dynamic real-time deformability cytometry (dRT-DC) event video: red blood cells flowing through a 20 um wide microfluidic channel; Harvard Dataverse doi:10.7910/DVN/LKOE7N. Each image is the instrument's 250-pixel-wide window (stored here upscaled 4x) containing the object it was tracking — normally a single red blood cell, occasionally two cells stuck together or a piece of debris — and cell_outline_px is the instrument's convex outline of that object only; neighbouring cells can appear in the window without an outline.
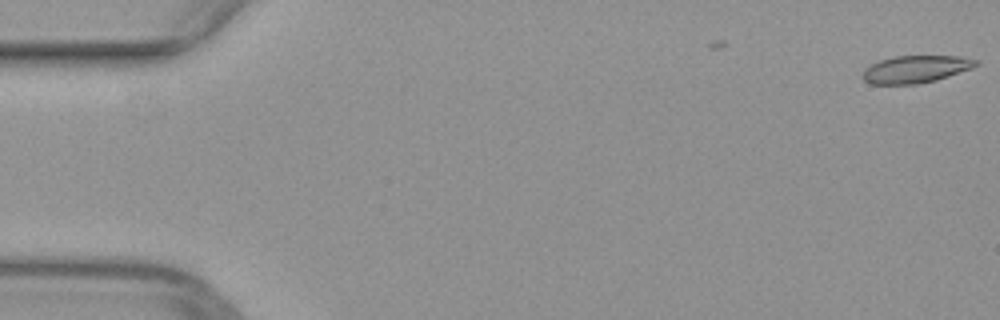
{"species": "common noctule bat (a hibernating species)", "species_latin": "Nyctalus noctula", "temperature_condition": "warm", "stored_images_in_passage": 4, "camera_frame_rate_fps": 3000, "um_per_image_px": 0.085, "animal": {"sex": "female", "body_mass_g": 29.2, "forearm_length_mm": 56.3}, "frame": {"image": 1, "passage_image": 4, "time_ms": 1.0, "image_size_px": [1000, 320], "cell_outline_px": [[980, 64], [972, 68], [936, 80], [916, 84], [872, 84], [864, 80], [864, 68], [880, 60], [896, 56], [960, 56], [980, 60]], "centroid_in_image_um": [77.88, 5.87], "position_along_channel_um": 7.1, "area_um2": 17.98}}